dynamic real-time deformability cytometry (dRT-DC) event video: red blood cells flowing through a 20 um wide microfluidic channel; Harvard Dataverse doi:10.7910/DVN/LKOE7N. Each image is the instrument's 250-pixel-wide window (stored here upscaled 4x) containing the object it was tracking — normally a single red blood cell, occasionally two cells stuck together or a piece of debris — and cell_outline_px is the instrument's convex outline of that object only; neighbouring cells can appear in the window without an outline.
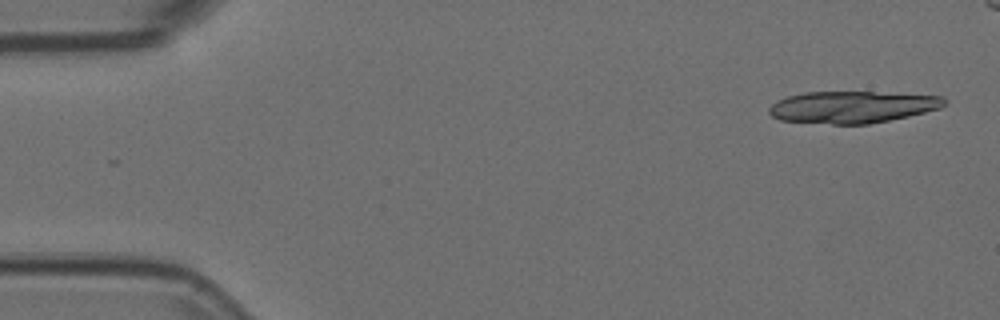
{"species": "Egyptian fruit bat (a non-hibernating species)", "species_latin": "Rousettus aegyptiacus", "temperature_condition": "room temperature", "stored_images_in_passage": 6, "camera_frame_rate_fps": 3000, "um_per_image_px": 0.085, "animal": {"sex": "female"}, "frame": {"image": 1, "passage_image": 1, "time_ms": 0.0, "image_size_px": [1000, 320], "cell_outline_px": [[948, 100], [940, 108], [908, 116], [868, 124], [832, 124], [780, 120], [772, 116], [768, 112], [768, 108], [776, 100], [788, 96], [804, 92], [872, 92], [944, 96]], "centroid_in_image_um": [72.42, 9.09], "position_along_channel_um": 12.6, "area_um2": 32.48}}
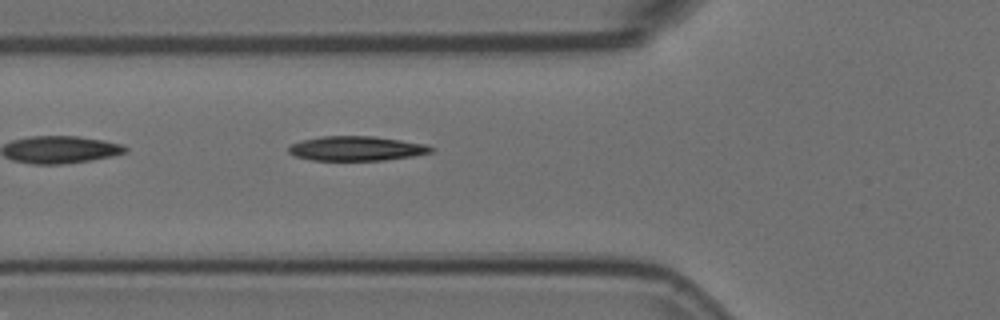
{"frame": {"image": 2, "passage_image": 6, "time_ms": 1.667, "image_size_px": [1000, 320], "cell_outline_px": [[436, 148], [432, 152], [412, 156], [384, 160], [312, 160], [296, 156], [288, 152], [288, 148], [292, 144], [300, 140], [320, 136], [372, 136], [400, 140], [424, 144]], "centroid_in_image_um": [30.28, 12.61], "position_along_channel_um": 95.5, "area_um2": 20.29}}